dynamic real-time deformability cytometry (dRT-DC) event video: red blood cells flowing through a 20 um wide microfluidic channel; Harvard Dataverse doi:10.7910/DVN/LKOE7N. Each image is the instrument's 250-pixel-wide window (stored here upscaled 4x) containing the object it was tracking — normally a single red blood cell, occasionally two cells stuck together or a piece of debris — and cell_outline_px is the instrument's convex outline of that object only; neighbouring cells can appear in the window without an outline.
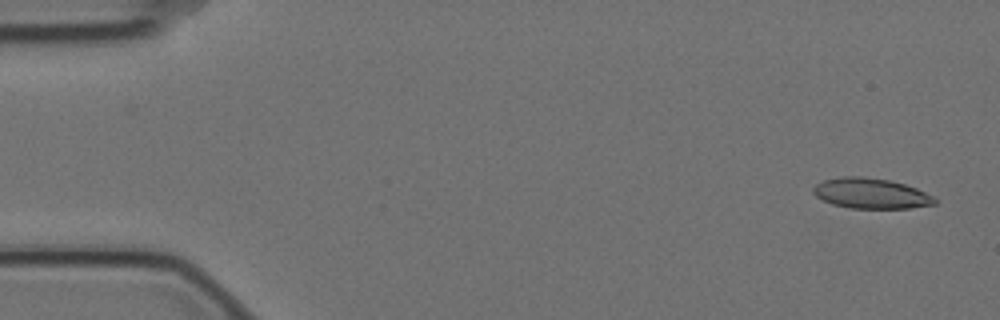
{"species": "Egyptian fruit bat (a non-hibernating species)", "species_latin": "Rousettus aegyptiacus", "temperature_condition": "cold", "stored_images_in_passage": 6, "camera_frame_rate_fps": 3000, "um_per_image_px": 0.085, "animal": {"sex": "female"}, "frame": {"image": 1, "passage_image": 1, "time_ms": 0.0, "image_size_px": [1000, 320], "cell_outline_px": [[940, 200], [936, 204], [912, 208], [852, 208], [832, 204], [816, 196], [812, 192], [812, 188], [816, 184], [824, 180], [840, 176], [860, 176], [888, 180], [904, 184], [916, 188], [936, 196]], "centroid_in_image_um": [74.08, 16.44], "position_along_channel_um": 10.9, "area_um2": 21.68}}
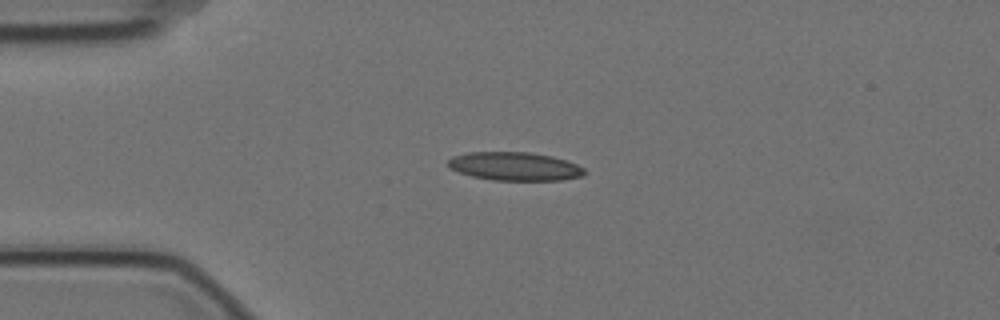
{"frame": {"image": 2, "passage_image": 4, "time_ms": 1.0, "image_size_px": [1000, 320], "cell_outline_px": [[588, 172], [580, 176], [560, 180], [492, 180], [472, 176], [448, 168], [448, 160], [452, 156], [468, 152], [528, 152], [552, 156], [576, 164], [584, 168]], "centroid_in_image_um": [43.73, 14.13], "position_along_channel_um": 41.3, "area_um2": 22.54}}
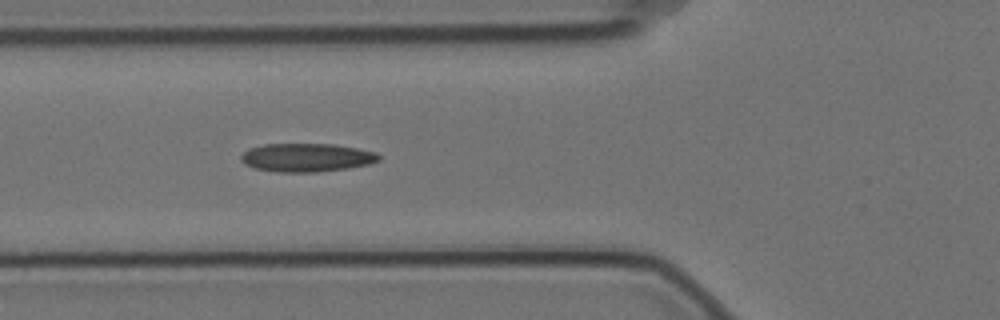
{"frame": {"image": 3, "passage_image": 6, "time_ms": 1.667, "image_size_px": [1000, 320], "cell_outline_px": [[380, 160], [368, 164], [348, 168], [316, 172], [276, 172], [256, 168], [244, 164], [240, 160], [240, 156], [248, 148], [264, 144], [336, 144], [376, 152], [380, 156]], "centroid_in_image_um": [26.04, 13.39], "position_along_channel_um": 99.8, "area_um2": 22.89}}